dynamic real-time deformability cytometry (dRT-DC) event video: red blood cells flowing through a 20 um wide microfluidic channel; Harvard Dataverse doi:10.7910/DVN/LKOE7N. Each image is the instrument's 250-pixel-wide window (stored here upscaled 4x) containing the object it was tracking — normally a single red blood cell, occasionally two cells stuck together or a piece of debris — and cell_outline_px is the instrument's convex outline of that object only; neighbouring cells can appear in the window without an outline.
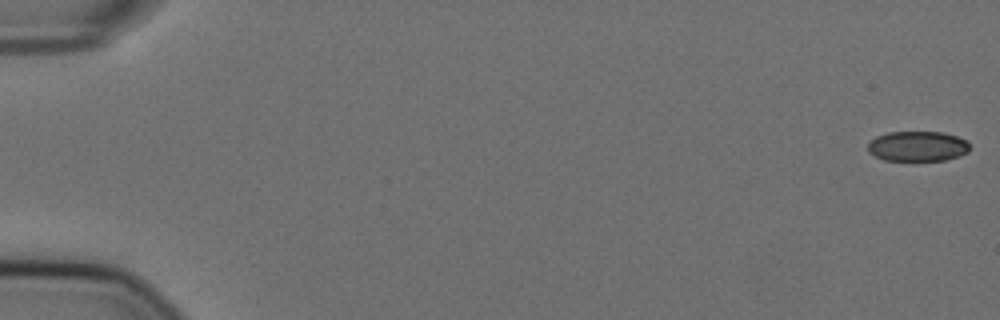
{"species": "Egyptian fruit bat (a non-hibernating species)", "species_latin": "Rousettus aegyptiacus", "temperature_condition": "cold", "stored_images_in_passage": 57, "camera_frame_rate_fps": 3000, "um_per_image_px": 0.085, "animal": {"sex": "female"}, "frame": {"image": 1, "passage_image": 1, "time_ms": 0.0, "image_size_px": [1000, 320], "cell_outline_px": [[968, 152], [960, 156], [944, 160], [884, 160], [868, 152], [868, 144], [876, 136], [888, 132], [944, 132], [968, 140]], "centroid_in_image_um": [78.01, 12.42], "position_along_channel_um": 7.0, "area_um2": 17.86}}
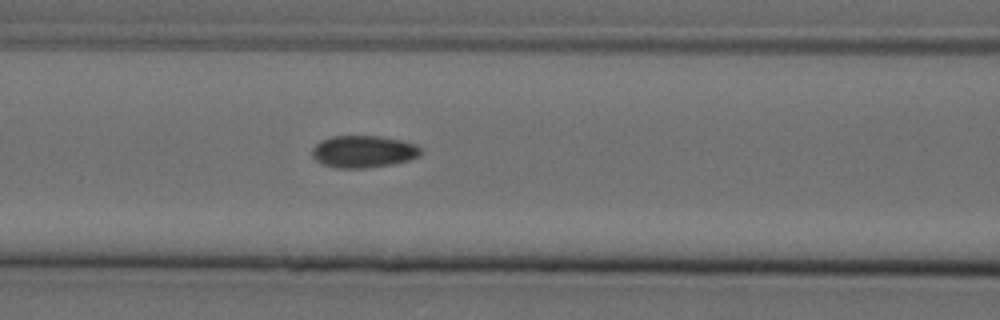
{"frame": {"image": 2, "passage_image": 25, "time_ms": 8.0, "image_size_px": [1000, 320], "cell_outline_px": [[420, 156], [408, 160], [392, 164], [364, 168], [336, 168], [324, 164], [316, 160], [312, 156], [312, 148], [320, 140], [332, 136], [380, 136], [400, 140], [416, 144], [420, 148]], "centroid_in_image_um": [30.87, 12.88], "position_along_channel_um": 135.7, "area_um2": 20.29}}
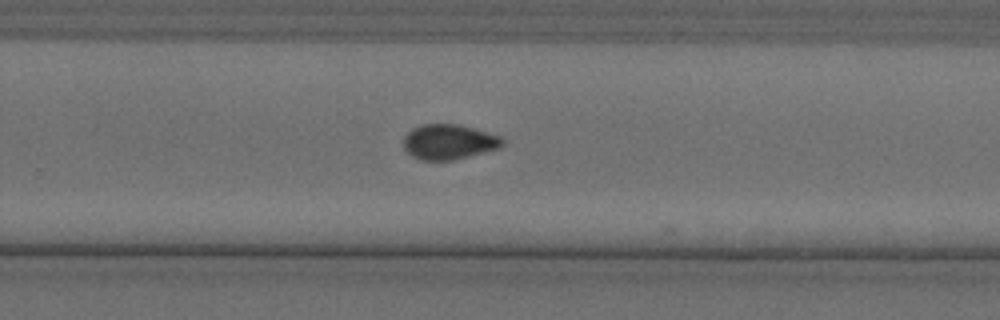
{"frame": {"image": 3, "passage_image": 38, "time_ms": 12.333, "image_size_px": [1000, 320], "cell_outline_px": [[504, 144], [500, 148], [452, 160], [420, 160], [412, 156], [404, 148], [404, 136], [412, 128], [420, 124], [460, 124], [500, 136], [504, 140]], "centroid_in_image_um": [38.15, 12.05], "position_along_channel_um": 291.7, "area_um2": 20.23}, "authors_computed_cell_mechanics": {"area_um2": 20.1144, "velocity_mm_per_s": 3.6151, "shape_relaxation_time_tau1_ms": 5.8225, "shape_relaxation_time_tau2_ms": 2.4499, "deformation_change_tau1": 0.1276, "deformation_change_tau2": 0.0522}}